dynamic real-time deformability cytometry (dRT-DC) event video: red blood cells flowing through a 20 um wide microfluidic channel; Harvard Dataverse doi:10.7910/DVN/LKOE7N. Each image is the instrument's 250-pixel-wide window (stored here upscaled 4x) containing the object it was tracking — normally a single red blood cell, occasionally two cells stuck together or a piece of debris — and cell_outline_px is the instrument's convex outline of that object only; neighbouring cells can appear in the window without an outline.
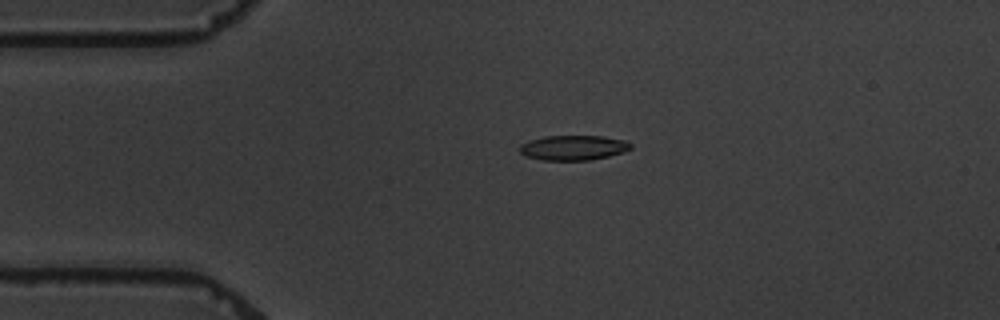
{"species": "common noctule bat (a hibernating species)", "species_latin": "Nyctalus noctula", "temperature_condition": "warm", "stored_images_in_passage": 5, "segment_of_instrument_passage": [1, 2], "camera_frame_rate_fps": 3000, "um_per_image_px": 0.085, "animal": {"sex": "male", "body_mass_g": 19.5, "forearm_length_mm": 54.6}, "frame": {"image": 1, "passage_image": 4, "time_ms": 3.667, "image_size_px": [1000, 320], "cell_outline_px": [[632, 148], [624, 152], [592, 160], [540, 160], [524, 156], [520, 152], [520, 144], [528, 140], [544, 136], [604, 136], [624, 140], [632, 144]], "centroid_in_image_um": [48.72, 12.55], "position_along_channel_um": 36.3, "area_um2": 16.3}}